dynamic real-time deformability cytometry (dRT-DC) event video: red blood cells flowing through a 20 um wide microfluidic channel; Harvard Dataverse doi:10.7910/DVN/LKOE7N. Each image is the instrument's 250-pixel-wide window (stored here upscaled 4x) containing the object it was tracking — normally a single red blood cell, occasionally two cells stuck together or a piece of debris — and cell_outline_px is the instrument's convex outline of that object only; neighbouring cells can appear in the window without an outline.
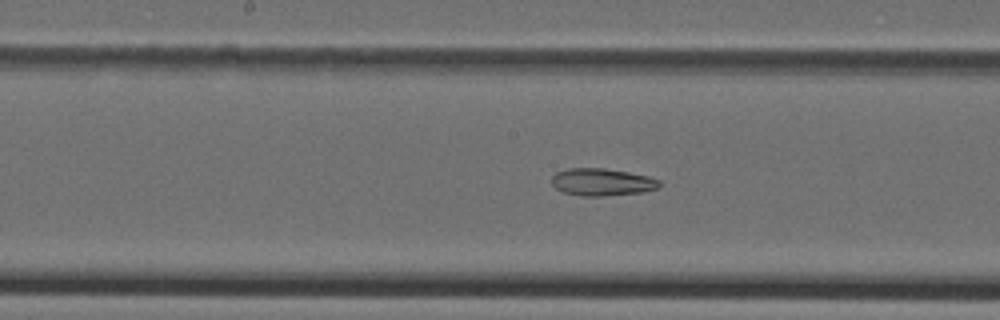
{"species": "Egyptian fruit bat (a non-hibernating species)", "species_latin": "Rousettus aegyptiacus", "temperature_condition": "cold", "stored_images_in_passage": 45, "camera_frame_rate_fps": 3000, "um_per_image_px": 0.085, "animal": {"sex": "female"}, "frame": {"image": 1, "passage_image": 22, "time_ms": 7.0, "image_size_px": [1000, 320], "cell_outline_px": [[660, 188], [640, 192], [604, 196], [580, 196], [564, 192], [556, 188], [552, 184], [552, 176], [556, 172], [568, 168], [604, 168], [628, 172], [648, 176], [660, 180]], "centroid_in_image_um": [51.17, 15.47], "position_along_channel_um": 197.0, "area_um2": 17.17}}
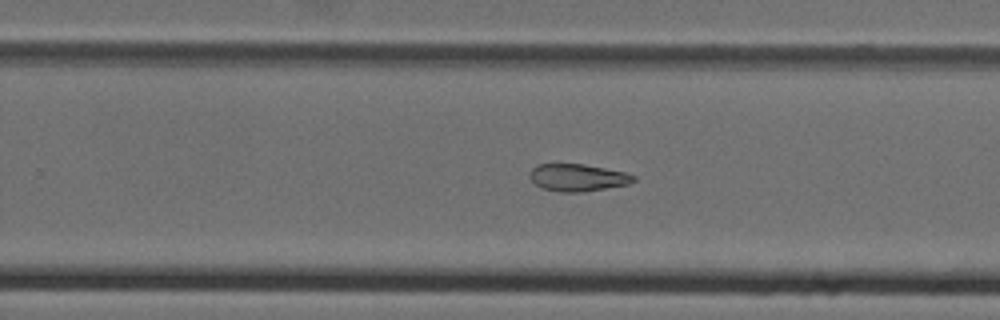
{"frame": {"image": 2, "passage_image": 28, "time_ms": 9.0, "image_size_px": [1000, 320], "cell_outline_px": [[636, 180], [628, 184], [584, 192], [560, 192], [540, 188], [528, 176], [528, 172], [536, 164], [584, 164], [624, 172], [636, 176]], "centroid_in_image_um": [49.06, 15.09], "position_along_channel_um": 280.7, "area_um2": 16.59}}
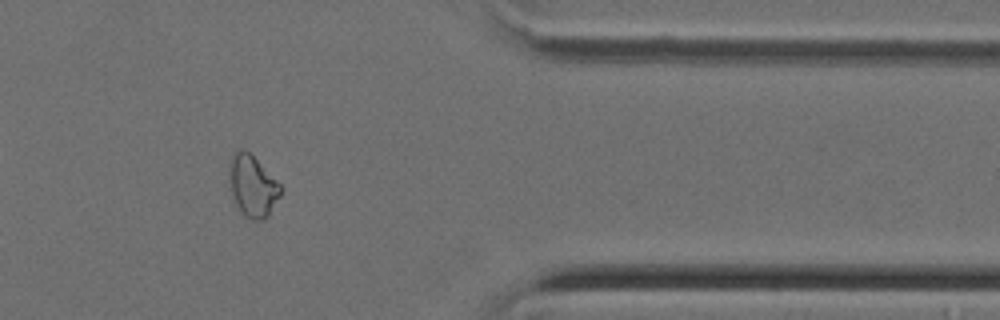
{"frame": {"image": 3, "passage_image": 37, "time_ms": 12.0, "image_size_px": [1000, 320], "cell_outline_px": [[284, 188], [280, 196], [268, 216], [264, 220], [248, 220], [240, 212], [232, 196], [232, 156], [240, 148], [244, 148]], "centroid_in_image_um": [21.53, 15.89], "position_along_channel_um": 389.9, "area_um2": 17.8}}